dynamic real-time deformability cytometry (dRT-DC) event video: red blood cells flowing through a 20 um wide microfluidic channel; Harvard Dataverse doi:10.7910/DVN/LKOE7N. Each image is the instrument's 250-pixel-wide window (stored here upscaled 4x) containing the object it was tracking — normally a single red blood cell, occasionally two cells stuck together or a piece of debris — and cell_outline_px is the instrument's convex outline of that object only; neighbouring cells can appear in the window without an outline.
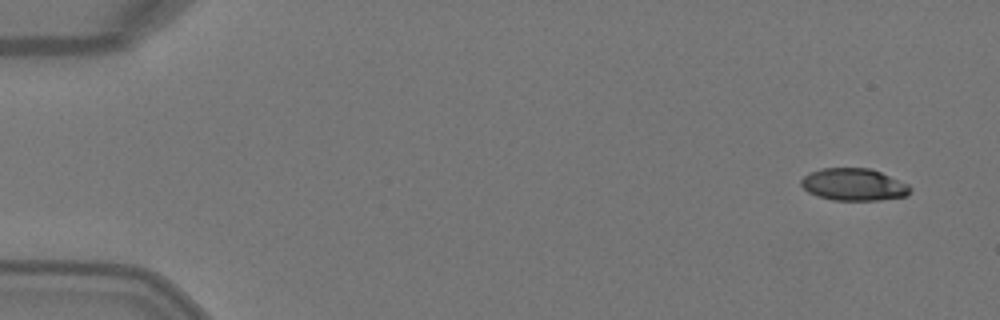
{"species": "Egyptian fruit bat (a non-hibernating species)", "species_latin": "Rousettus aegyptiacus", "temperature_condition": "warm", "stored_images_in_passage": 5, "camera_frame_rate_fps": 3000, "um_per_image_px": 0.085, "animal": {"sex": "female"}, "frame": {"image": 1, "passage_image": 1, "time_ms": 0.0, "image_size_px": [1000, 320], "cell_outline_px": [[912, 188], [908, 196], [880, 200], [832, 200], [816, 196], [808, 192], [800, 184], [800, 180], [804, 176], [820, 168], [872, 168], [908, 184]], "centroid_in_image_um": [72.58, 15.69], "position_along_channel_um": 12.4, "area_um2": 20.63}}
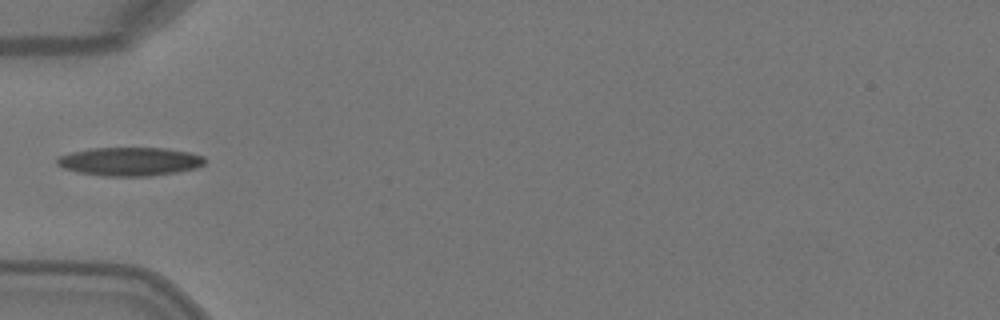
{"frame": {"image": 2, "passage_image": 4, "time_ms": 1.0, "image_size_px": [1000, 320], "cell_outline_px": [[204, 164], [196, 168], [176, 172], [148, 176], [104, 176], [80, 172], [64, 168], [56, 164], [56, 156], [72, 152], [92, 148], [164, 148], [188, 152], [204, 156]], "centroid_in_image_um": [11.01, 13.72], "position_along_channel_um": 74.0, "area_um2": 24.45}}
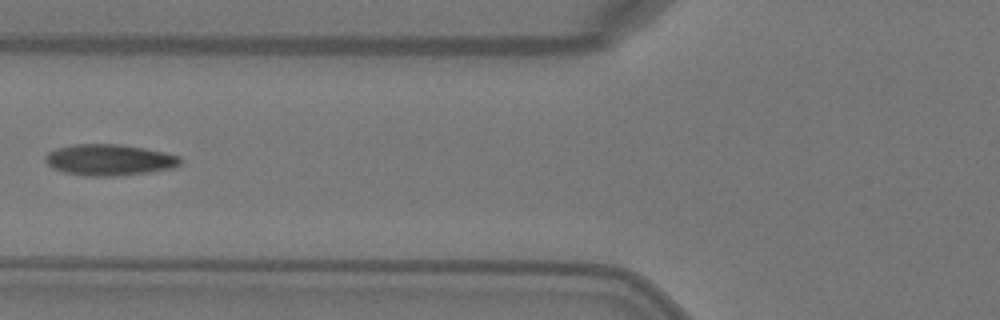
{"frame": {"image": 3, "passage_image": 5, "time_ms": 1.333, "image_size_px": [1000, 320], "cell_outline_px": [[184, 160], [180, 164], [172, 168], [148, 172], [112, 176], [84, 176], [64, 172], [52, 168], [44, 160], [44, 156], [48, 152], [56, 148], [76, 144], [120, 144], [144, 148], [164, 152], [180, 156]], "centroid_in_image_um": [9.28, 13.59], "position_along_channel_um": 116.5, "area_um2": 24.62}}